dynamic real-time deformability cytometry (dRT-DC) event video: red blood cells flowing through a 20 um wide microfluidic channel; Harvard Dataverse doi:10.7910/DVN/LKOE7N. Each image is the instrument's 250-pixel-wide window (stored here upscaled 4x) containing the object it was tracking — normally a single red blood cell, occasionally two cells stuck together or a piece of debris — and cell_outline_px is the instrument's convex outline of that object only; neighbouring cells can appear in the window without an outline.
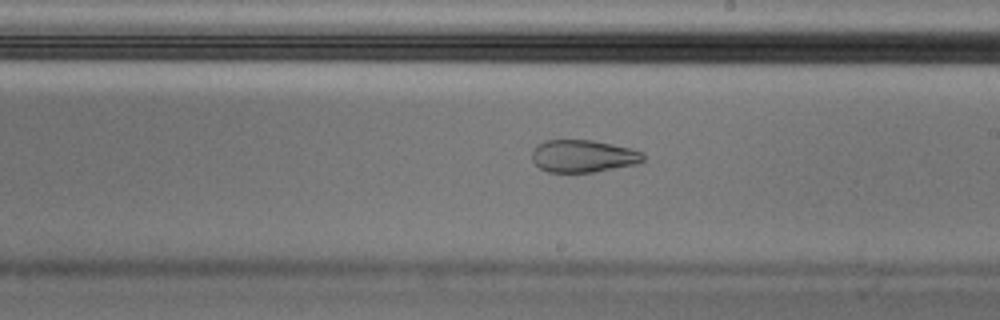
{"species": "Egyptian fruit bat (a non-hibernating species)", "species_latin": "Rousettus aegyptiacus", "temperature_condition": "cold", "stored_images_in_passage": 58, "camera_frame_rate_fps": 3000, "um_per_image_px": 0.085, "animal": {"sex": "male"}, "frame": {"image": 1, "passage_image": 34, "time_ms": 11.0, "image_size_px": [1000, 320], "cell_outline_px": [[644, 160], [636, 164], [592, 172], [548, 172], [540, 168], [532, 160], [532, 148], [544, 140], [592, 140], [612, 144], [644, 152]], "centroid_in_image_um": [49.54, 13.26], "position_along_channel_um": 239.5, "area_um2": 20.98}, "authors_computed_cell_mechanics": {"area_um2": 23.5246, "velocity_mm_per_s": 3.5468, "shape_relaxation_time_tau1_ms": null, "shape_relaxation_time_tau2_ms": 2.5859, "deformation_change_tau1": null, "deformation_change_tau2": 0.0896}}